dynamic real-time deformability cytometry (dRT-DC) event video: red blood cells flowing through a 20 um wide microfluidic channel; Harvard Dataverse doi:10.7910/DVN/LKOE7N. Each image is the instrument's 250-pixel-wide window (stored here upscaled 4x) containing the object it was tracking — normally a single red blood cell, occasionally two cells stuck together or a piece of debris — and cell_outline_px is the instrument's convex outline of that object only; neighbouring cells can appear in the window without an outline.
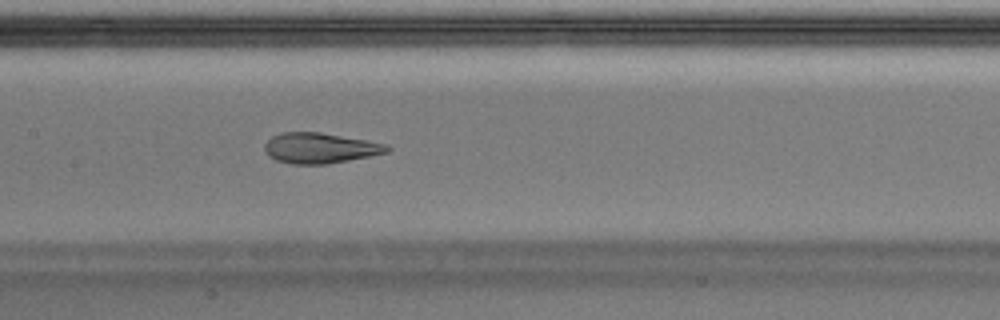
{"species": "Egyptian fruit bat (a non-hibernating species)", "species_latin": "Rousettus aegyptiacus", "temperature_condition": "warm", "stored_images_in_passage": 35, "camera_frame_rate_fps": 3000, "um_per_image_px": 0.085, "animal": {"sex": "male"}, "frame": {"image": 1, "passage_image": 11, "time_ms": 3.333, "image_size_px": [1000, 320], "cell_outline_px": [[392, 148], [388, 152], [328, 164], [292, 164], [276, 160], [268, 156], [264, 148], [264, 144], [272, 136], [280, 132], [320, 132], [388, 144]], "centroid_in_image_um": [27.18, 12.58], "position_along_channel_um": 180.2, "area_um2": 21.73}}
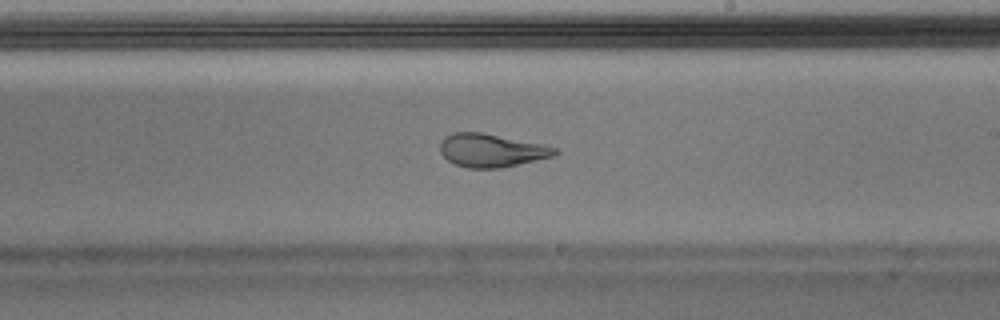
{"frame": {"image": 2, "passage_image": 16, "time_ms": 5.0, "image_size_px": [1000, 320], "cell_outline_px": [[560, 152], [552, 156], [536, 160], [500, 168], [468, 168], [456, 164], [448, 160], [440, 152], [440, 144], [444, 136], [452, 132], [484, 132], [560, 148]], "centroid_in_image_um": [41.77, 12.77], "position_along_channel_um": 247.2, "area_um2": 22.25}}